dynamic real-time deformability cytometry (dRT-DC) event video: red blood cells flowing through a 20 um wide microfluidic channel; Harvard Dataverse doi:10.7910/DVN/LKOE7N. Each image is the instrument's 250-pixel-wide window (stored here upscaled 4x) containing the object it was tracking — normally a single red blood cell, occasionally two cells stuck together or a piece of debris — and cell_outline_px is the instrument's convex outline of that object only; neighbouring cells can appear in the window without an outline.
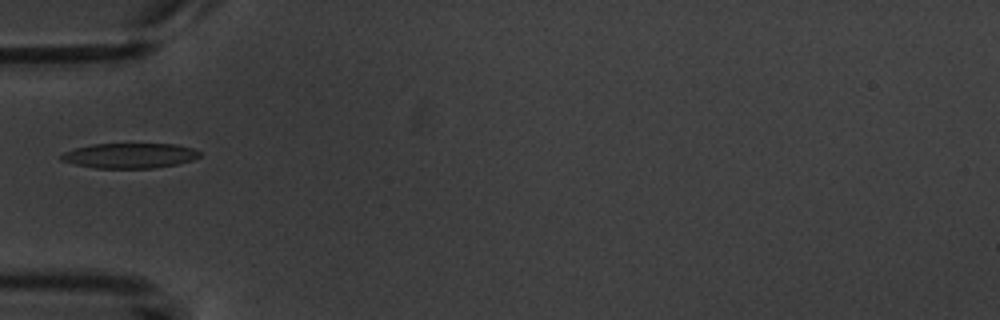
{"species": "common noctule bat (a hibernating species)", "species_latin": "Nyctalus noctula", "temperature_condition": "warm", "stored_images_in_passage": 9, "camera_frame_rate_fps": 3000, "um_per_image_px": 0.085, "animal": {"sex": "male", "body_mass_g": 20.1, "forearm_length_mm": 53.5}, "frame": {"image": 1, "passage_image": 6, "time_ms": 6.0, "image_size_px": [1000, 320], "cell_outline_px": [[200, 156], [192, 160], [176, 164], [152, 168], [96, 168], [76, 164], [60, 160], [60, 156], [64, 152], [76, 148], [92, 144], [176, 144], [192, 148], [200, 152]], "centroid_in_image_um": [11.03, 13.22], "position_along_channel_um": 74.0, "area_um2": 20.06}}
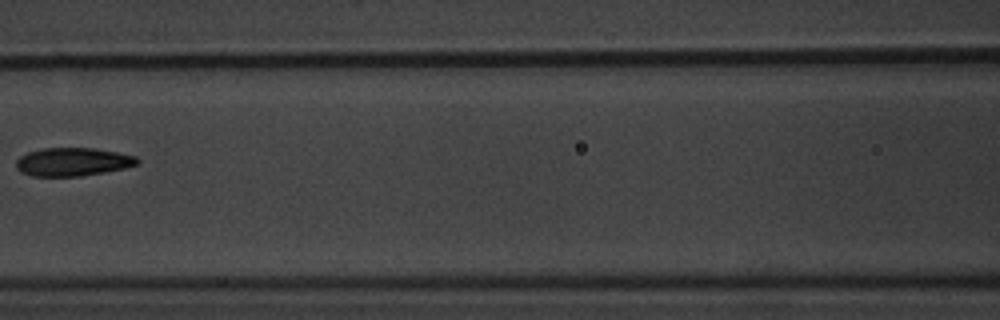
{"frame": {"image": 2, "passage_image": 8, "time_ms": 8.333, "image_size_px": [1000, 320], "cell_outline_px": [[140, 160], [136, 164], [124, 168], [104, 172], [80, 176], [32, 176], [20, 172], [16, 168], [16, 160], [20, 156], [28, 152], [44, 148], [96, 148], [136, 156]], "centroid_in_image_um": [6.16, 13.76], "position_along_channel_um": 160.4, "area_um2": 19.94}}